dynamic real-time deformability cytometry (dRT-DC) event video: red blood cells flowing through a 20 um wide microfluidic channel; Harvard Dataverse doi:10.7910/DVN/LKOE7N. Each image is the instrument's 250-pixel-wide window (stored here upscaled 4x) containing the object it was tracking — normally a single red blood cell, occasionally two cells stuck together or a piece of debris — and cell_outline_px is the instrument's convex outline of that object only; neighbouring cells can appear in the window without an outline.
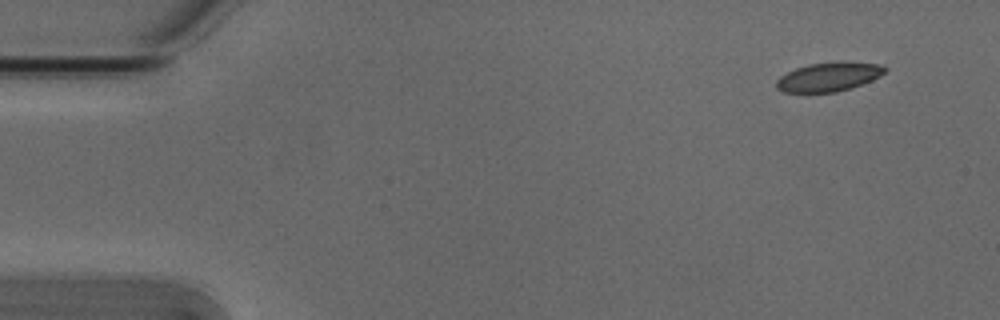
{"species": "Egyptian fruit bat (a non-hibernating species)", "species_latin": "Rousettus aegyptiacus", "temperature_condition": "cold", "stored_images_in_passage": 50, "camera_frame_rate_fps": 3000, "um_per_image_px": 0.085, "animal": {"sex": "male"}, "frame": {"image": 1, "passage_image": 1, "time_ms": 0.0, "image_size_px": [1000, 320], "cell_outline_px": [[888, 68], [880, 76], [872, 80], [852, 88], [836, 92], [784, 92], [776, 88], [776, 80], [780, 76], [796, 68], [808, 64], [836, 60], [880, 64]], "centroid_in_image_um": [70.46, 6.51], "position_along_channel_um": 14.5, "area_um2": 18.61}}
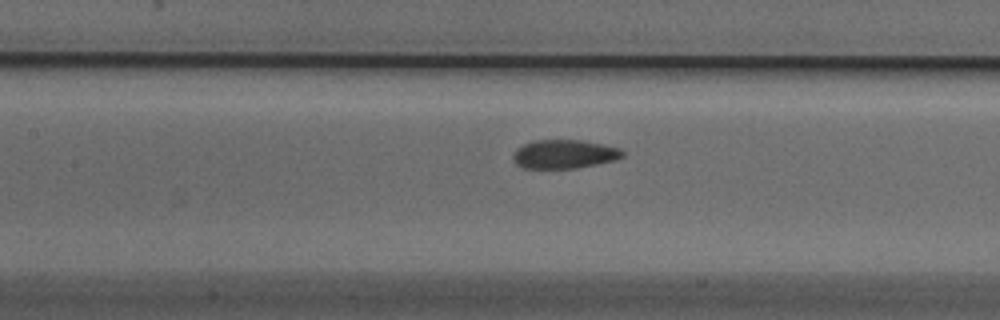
{"frame": {"image": 2, "passage_image": 21, "time_ms": 6.667, "image_size_px": [1000, 320], "cell_outline_px": [[624, 156], [616, 160], [576, 168], [524, 168], [516, 164], [512, 156], [516, 148], [532, 140], [580, 140], [620, 148], [624, 152]], "centroid_in_image_um": [47.95, 13.1], "position_along_channel_um": 159.5, "area_um2": 18.32}}
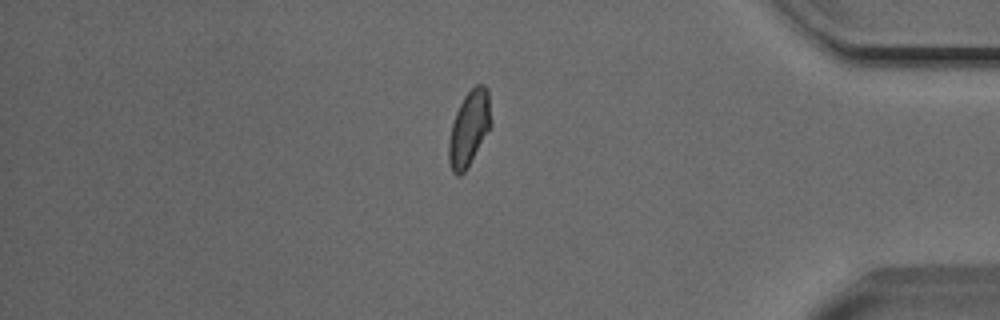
{"frame": {"image": 3, "passage_image": 42, "time_ms": 13.667, "image_size_px": [1000, 320], "cell_outline_px": [[492, 124], [464, 172], [460, 176], [456, 176], [452, 172], [448, 160], [448, 144], [452, 124], [456, 112], [464, 96], [476, 84], [484, 84], [488, 88], [492, 120]], "centroid_in_image_um": [39.88, 10.89], "position_along_channel_um": 395.3, "area_um2": 18.44}, "authors_computed_cell_mechanics": {"area_um2": 18.7272, "velocity_mm_per_s": 3.8296, "shape_relaxation_time_tau1_ms": 8.9815, "shape_relaxation_time_tau2_ms": 1.2147, "deformation_change_tau1": 0.1402, "deformation_change_tau2": 0.0432}}